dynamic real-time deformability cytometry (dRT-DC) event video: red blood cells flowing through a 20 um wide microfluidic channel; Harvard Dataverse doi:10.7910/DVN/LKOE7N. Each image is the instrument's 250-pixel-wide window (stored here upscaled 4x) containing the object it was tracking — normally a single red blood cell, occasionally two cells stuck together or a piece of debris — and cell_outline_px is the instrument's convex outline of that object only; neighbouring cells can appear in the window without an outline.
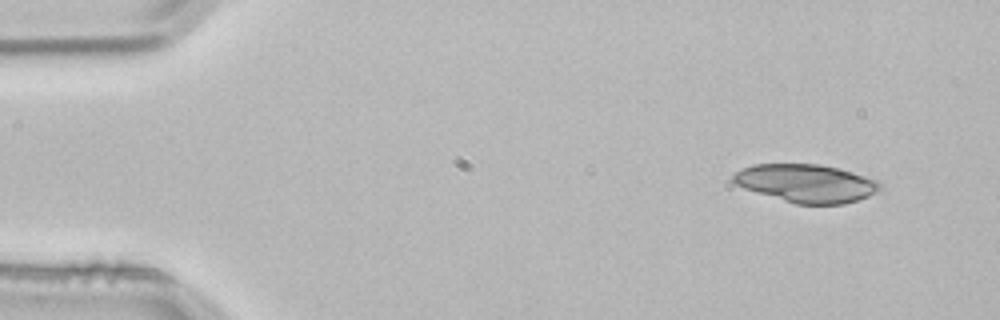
{"species": "common noctule bat (a hibernating species)", "species_latin": "Nyctalus noctula", "temperature_condition": "room temperature", "stored_images_in_passage": 3, "camera_frame_rate_fps": 3000, "um_per_image_px": 0.085, "animal": {"sex": "male", "body_mass_g": 21.5, "forearm_length_mm": 52.0}, "frame": {"image": 1, "passage_image": 1, "time_ms": 0.0, "image_size_px": [1000, 320], "cell_outline_px": [[880, 188], [876, 192], [868, 196], [844, 204], [796, 204], [744, 188], [736, 184], [732, 180], [732, 176], [740, 168], [752, 164], [820, 164], [840, 168], [876, 180], [880, 184]], "centroid_in_image_um": [68.5, 15.57], "position_along_channel_um": 16.5, "area_um2": 32.37}}